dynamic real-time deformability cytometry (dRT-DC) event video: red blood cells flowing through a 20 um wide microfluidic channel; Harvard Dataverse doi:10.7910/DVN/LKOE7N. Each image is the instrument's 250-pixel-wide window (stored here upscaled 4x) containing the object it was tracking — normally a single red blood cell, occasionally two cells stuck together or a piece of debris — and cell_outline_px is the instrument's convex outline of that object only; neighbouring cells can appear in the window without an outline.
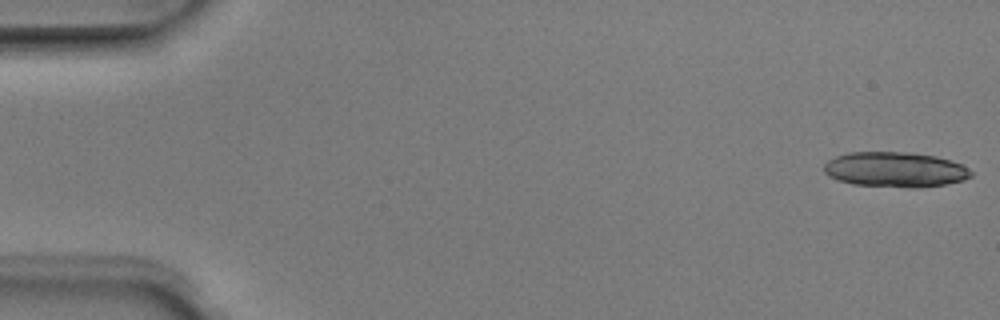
{"species": "Egyptian fruit bat (a non-hibernating species)", "species_latin": "Rousettus aegyptiacus", "temperature_condition": "room temperature", "stored_images_in_passage": 6, "segment_of_instrument_passage": [2, 2], "camera_frame_rate_fps": 3000, "um_per_image_px": 0.085, "animal": {"sex": "male"}, "frame": {"image": 1, "passage_image": 6, "time_ms": 1.667, "image_size_px": [1000, 320], "cell_outline_px": [[972, 176], [964, 180], [944, 184], [916, 188], [908, 188], [852, 184], [828, 176], [824, 172], [824, 164], [828, 160], [836, 156], [848, 152], [912, 152], [936, 156], [960, 164], [968, 168], [972, 172]], "centroid_in_image_um": [76.08, 14.41], "position_along_channel_um": 8.9, "area_um2": 30.17}}